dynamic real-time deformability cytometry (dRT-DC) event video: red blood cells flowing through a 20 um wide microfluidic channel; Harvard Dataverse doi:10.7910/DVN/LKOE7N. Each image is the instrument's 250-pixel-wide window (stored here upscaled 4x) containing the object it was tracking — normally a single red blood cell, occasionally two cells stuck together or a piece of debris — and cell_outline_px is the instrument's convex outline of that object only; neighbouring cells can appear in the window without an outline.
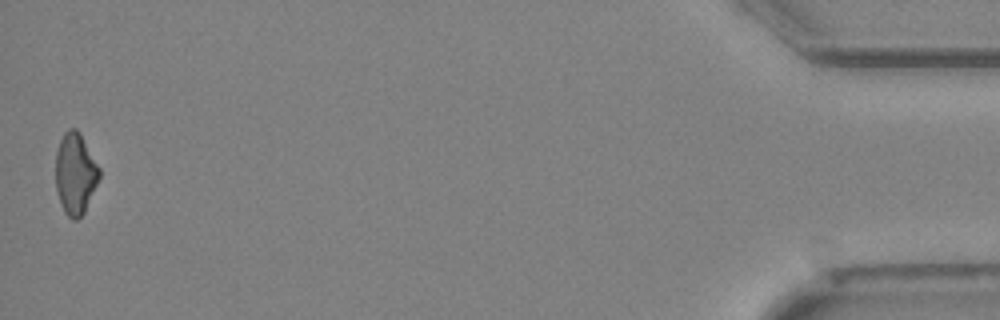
{"species": "Egyptian fruit bat (a non-hibernating species)", "species_latin": "Rousettus aegyptiacus", "temperature_condition": "cold", "stored_images_in_passage": 49, "camera_frame_rate_fps": 3000, "um_per_image_px": 0.085, "animal": {"sex": "female"}, "frame": {"image": 1, "passage_image": 49, "time_ms": 16.0, "image_size_px": [1000, 320], "cell_outline_px": [[100, 176], [84, 212], [76, 220], [72, 220], [64, 212], [56, 188], [56, 152], [60, 140], [64, 132], [68, 128], [76, 128], [80, 132], [100, 168]], "centroid_in_image_um": [6.4, 14.72], "position_along_channel_um": 428.8, "area_um2": 20.58}}